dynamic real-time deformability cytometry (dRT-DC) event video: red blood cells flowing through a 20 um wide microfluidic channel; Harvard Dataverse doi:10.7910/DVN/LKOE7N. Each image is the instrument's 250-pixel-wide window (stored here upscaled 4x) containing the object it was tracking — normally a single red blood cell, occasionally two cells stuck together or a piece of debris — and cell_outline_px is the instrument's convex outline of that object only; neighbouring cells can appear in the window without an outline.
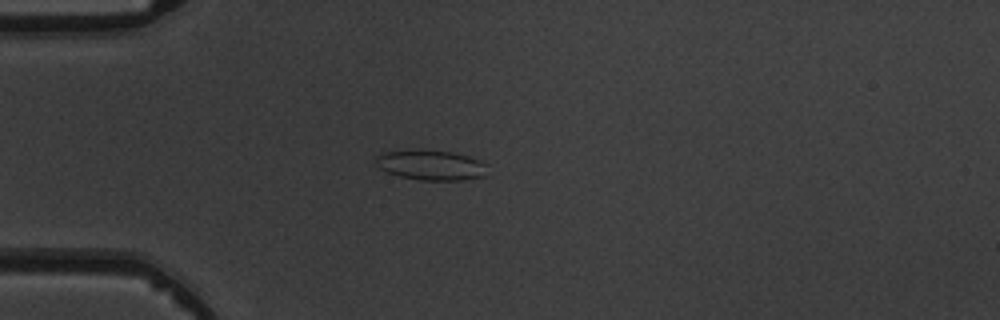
{"species": "common noctule bat (a hibernating species)", "species_latin": "Nyctalus noctula", "temperature_condition": "warm", "stored_images_in_passage": 5, "camera_frame_rate_fps": 3000, "um_per_image_px": 0.085, "animal": {"sex": "male", "body_mass_g": 19.5, "forearm_length_mm": 54.6}, "frame": {"image": 1, "passage_image": 4, "time_ms": 3.667, "image_size_px": [1000, 320], "cell_outline_px": [[488, 164], [484, 176], [460, 180], [420, 180], [400, 176], [388, 172], [380, 168], [376, 164], [376, 156], [380, 152], [420, 148], [452, 152], [468, 156], [480, 160]], "centroid_in_image_um": [36.61, 14.0], "position_along_channel_um": 48.4, "area_um2": 19.88}}